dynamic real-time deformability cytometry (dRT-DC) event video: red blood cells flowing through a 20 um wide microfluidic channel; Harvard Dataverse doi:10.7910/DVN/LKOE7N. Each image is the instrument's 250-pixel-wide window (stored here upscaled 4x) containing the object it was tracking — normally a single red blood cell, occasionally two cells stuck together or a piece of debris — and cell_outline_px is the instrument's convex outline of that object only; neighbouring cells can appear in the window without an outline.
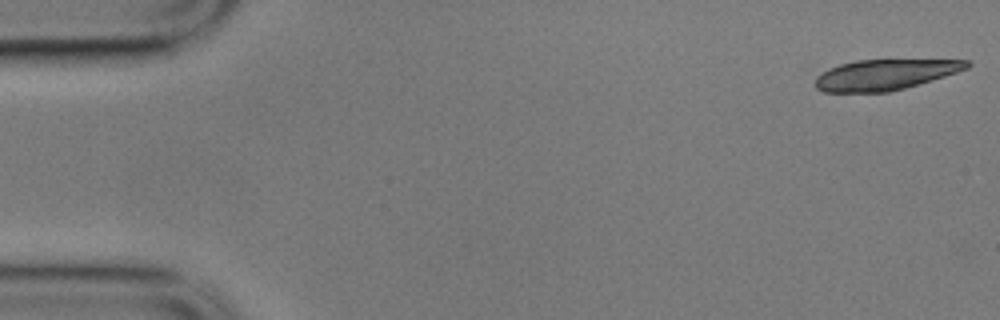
{"species": "common noctule bat (a hibernating species)", "species_latin": "Nyctalus noctula", "temperature_condition": "cold", "stored_images_in_passage": 16, "camera_frame_rate_fps": 3000, "um_per_image_px": 0.085, "animal": {"sex": "male", "body_mass_g": 17.9}, "frame": {"image": 1, "passage_image": 1, "time_ms": 0.0, "image_size_px": [1000, 320], "cell_outline_px": [[972, 64], [968, 68], [944, 76], [904, 88], [888, 92], [824, 92], [816, 88], [816, 76], [828, 68], [840, 64], [856, 60], [888, 56], [968, 60]], "centroid_in_image_um": [75.28, 6.27], "position_along_channel_um": 9.7, "area_um2": 28.38}}
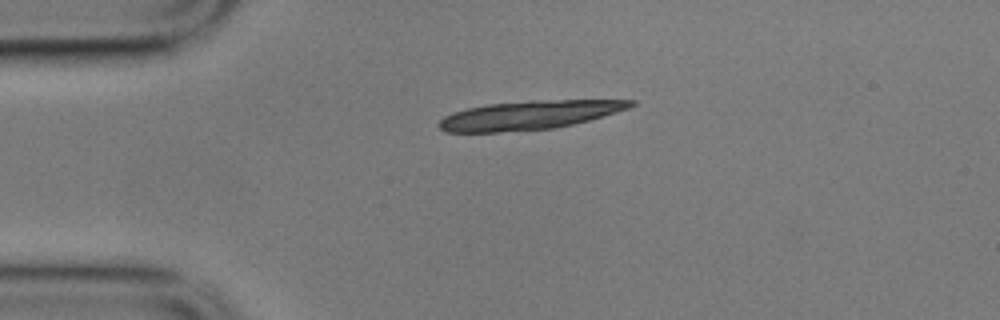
{"frame": {"image": 2, "passage_image": 12, "time_ms": 3.667, "image_size_px": [1000, 320], "cell_outline_px": [[636, 104], [628, 108], [616, 112], [588, 120], [556, 128], [496, 132], [444, 132], [436, 124], [444, 116], [452, 112], [468, 108], [488, 104], [532, 100], [636, 100]], "centroid_in_image_um": [44.95, 9.78], "position_along_channel_um": 40.1, "area_um2": 32.02}}